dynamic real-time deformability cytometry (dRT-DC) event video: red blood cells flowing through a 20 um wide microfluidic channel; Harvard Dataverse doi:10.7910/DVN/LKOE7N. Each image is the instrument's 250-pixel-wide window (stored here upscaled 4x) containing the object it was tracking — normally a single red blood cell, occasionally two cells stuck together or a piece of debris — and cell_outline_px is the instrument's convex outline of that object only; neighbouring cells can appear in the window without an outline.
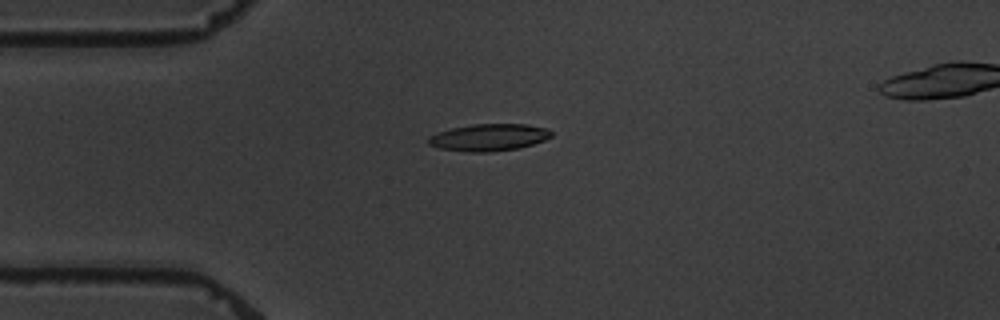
{"species": "common noctule bat (a hibernating species)", "species_latin": "Nyctalus noctula", "temperature_condition": "warm", "stored_images_in_passage": 8, "camera_frame_rate_fps": 3000, "um_per_image_px": 0.085, "animal": {"sex": "male", "body_mass_g": 19.5, "forearm_length_mm": 54.6}, "frame": {"image": 1, "passage_image": 5, "time_ms": 4.667, "image_size_px": [1000, 320], "cell_outline_px": [[552, 136], [544, 140], [520, 148], [488, 152], [468, 152], [440, 148], [428, 144], [428, 136], [436, 132], [452, 128], [472, 124], [528, 124], [548, 128], [552, 132]], "centroid_in_image_um": [41.56, 11.67], "position_along_channel_um": 43.4, "area_um2": 19.48}}
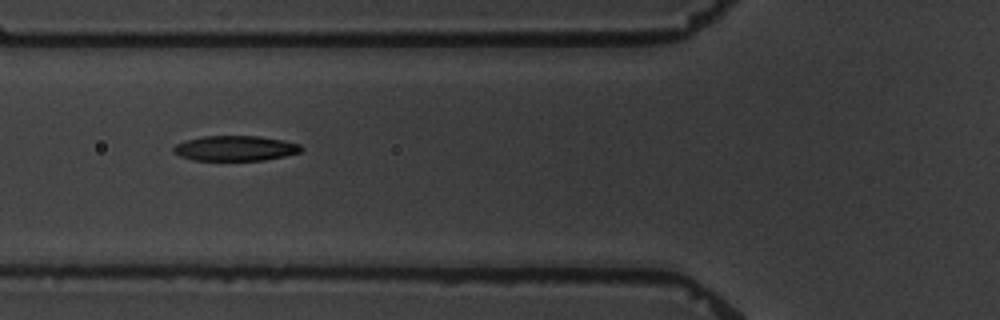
{"frame": {"image": 2, "passage_image": 7, "time_ms": 7.0, "image_size_px": [1000, 320], "cell_outline_px": [[304, 148], [300, 152], [284, 156], [264, 160], [192, 160], [180, 156], [172, 152], [172, 148], [176, 144], [184, 140], [204, 136], [260, 136], [284, 140], [300, 144]], "centroid_in_image_um": [19.99, 12.6], "position_along_channel_um": 105.8, "area_um2": 18.84}}
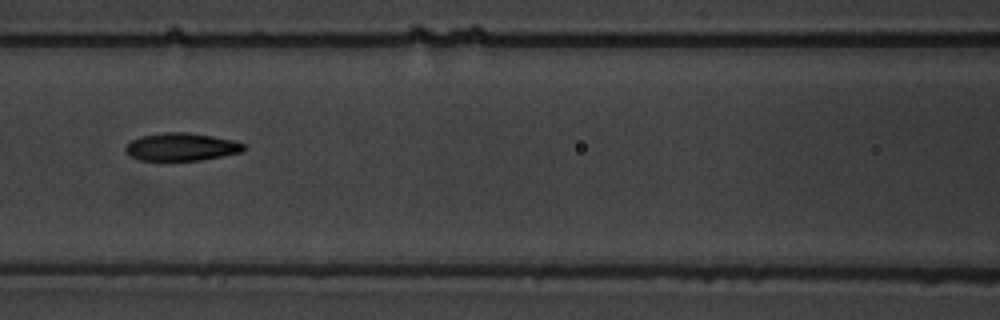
{"frame": {"image": 3, "passage_image": 8, "time_ms": 8.333, "image_size_px": [1000, 320], "cell_outline_px": [[244, 148], [240, 152], [200, 160], [140, 160], [128, 156], [124, 152], [124, 148], [132, 140], [140, 136], [168, 132], [184, 132], [212, 136], [236, 140], [244, 144]], "centroid_in_image_um": [15.37, 12.48], "position_along_channel_um": 151.2, "area_um2": 19.02}}